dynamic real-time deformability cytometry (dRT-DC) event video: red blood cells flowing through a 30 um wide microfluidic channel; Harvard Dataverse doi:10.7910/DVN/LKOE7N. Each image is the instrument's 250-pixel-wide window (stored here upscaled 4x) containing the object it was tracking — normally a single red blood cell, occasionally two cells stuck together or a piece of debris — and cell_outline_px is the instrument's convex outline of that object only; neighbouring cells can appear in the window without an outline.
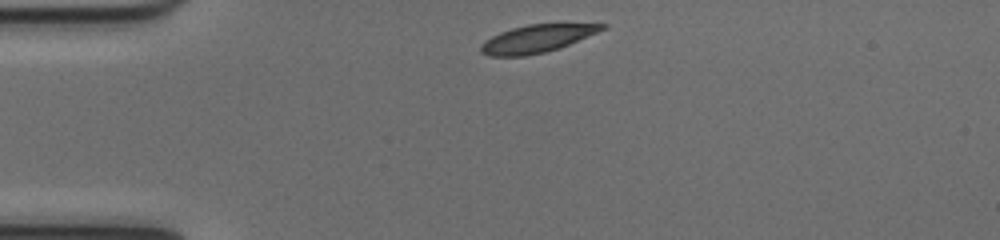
{"species": "common noctule bat (a hibernating species)", "species_latin": "Nyctalus noctula", "temperature_condition": "cold", "stored_images_in_passage": 41, "camera_frame_rate_fps": 3000, "um_per_image_px": 0.085, "animal": {"sex": "female", "body_mass_g": 17.0, "forearm_length_mm": 48.0}, "frame": {"image": 1, "passage_image": 1, "time_ms": 0.0, "image_size_px": [1000, 240], "cell_outline_px": [[608, 28], [560, 48], [544, 52], [524, 56], [488, 56], [480, 52], [480, 44], [484, 40], [500, 32], [512, 28], [528, 24], [608, 24]], "centroid_in_image_um": [45.62, 3.29], "position_along_channel_um": 39.4, "area_um2": 19.59}}
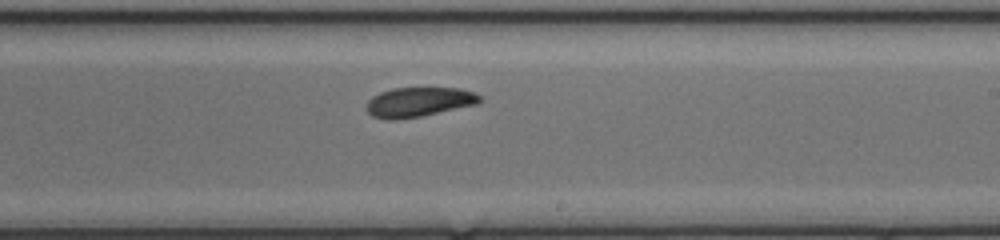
{"frame": {"image": 2, "passage_image": 20, "time_ms": 6.333, "image_size_px": [1000, 240], "cell_outline_px": [[484, 100], [476, 104], [420, 116], [392, 120], [388, 120], [372, 116], [368, 112], [368, 100], [372, 96], [380, 92], [392, 88], [460, 88], [476, 92]], "centroid_in_image_um": [35.62, 8.66], "position_along_channel_um": 253.4, "area_um2": 19.42}}
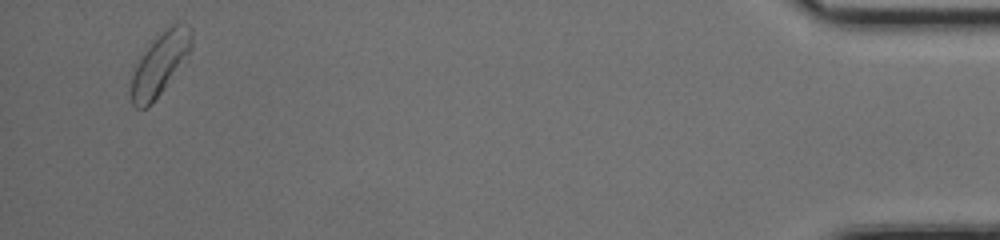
{"frame": {"image": 3, "passage_image": 39, "time_ms": 12.667, "image_size_px": [1000, 240], "cell_outline_px": [[192, 44], [188, 52], [164, 88], [152, 104], [144, 108], [136, 108], [132, 104], [128, 88], [136, 64], [156, 32], [176, 20], [188, 24], [192, 28]], "centroid_in_image_um": [13.56, 5.35], "position_along_channel_um": 421.6, "area_um2": 22.31}, "authors_computed_cell_mechanics": {"area_um2": 20.1722, "velocity_mm_per_s": 3.9358, "shape_relaxation_time_tau1_ms": 1.9275, "shape_relaxation_time_tau2_ms": 3.401, "deformation_change_tau1": 0.096, "deformation_change_tau2": 0.084}}